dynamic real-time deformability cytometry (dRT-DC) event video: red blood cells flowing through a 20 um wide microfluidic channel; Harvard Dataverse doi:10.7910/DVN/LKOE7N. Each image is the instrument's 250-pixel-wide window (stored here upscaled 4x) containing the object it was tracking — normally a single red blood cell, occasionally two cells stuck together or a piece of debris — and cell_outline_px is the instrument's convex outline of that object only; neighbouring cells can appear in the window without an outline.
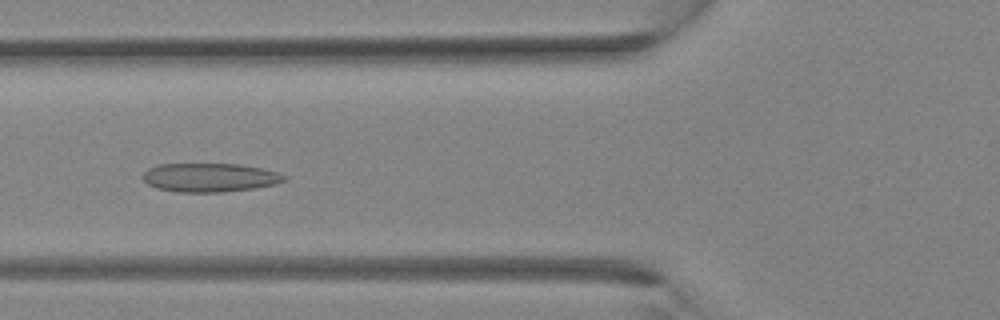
{"species": "Egyptian fruit bat (a non-hibernating species)", "species_latin": "Rousettus aegyptiacus", "temperature_condition": "room temperature", "stored_images_in_passage": 34, "camera_frame_rate_fps": 3000, "um_per_image_px": 0.085, "animal": {"sex": "female"}, "frame": {"image": 1, "passage_image": 13, "time_ms": 4.0, "image_size_px": [1000, 320], "cell_outline_px": [[288, 176], [284, 180], [276, 184], [252, 188], [224, 192], [176, 192], [156, 188], [148, 184], [144, 180], [144, 172], [148, 168], [156, 164], [240, 164], [260, 168], [276, 172]], "centroid_in_image_um": [17.8, 15.09], "position_along_channel_um": 108.0, "area_um2": 23.64}}
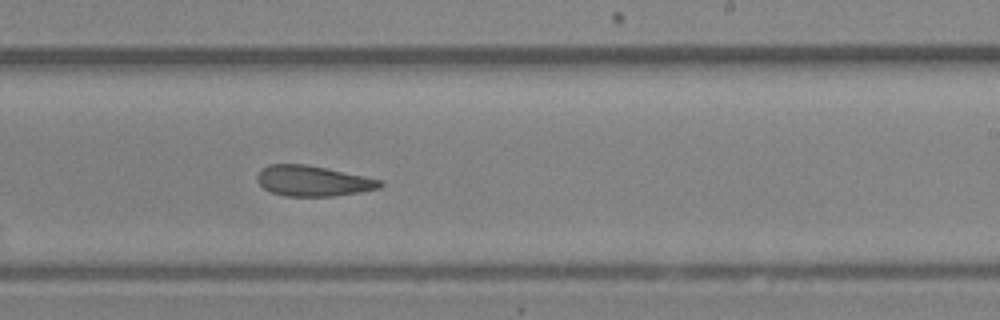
{"frame": {"image": 2, "passage_image": 21, "time_ms": 6.667, "image_size_px": [1000, 320], "cell_outline_px": [[384, 184], [380, 188], [360, 192], [332, 196], [284, 196], [272, 192], [264, 188], [256, 180], [256, 176], [268, 164], [308, 164], [384, 180]], "centroid_in_image_um": [26.64, 15.37], "position_along_channel_um": 262.4, "area_um2": 21.91}}
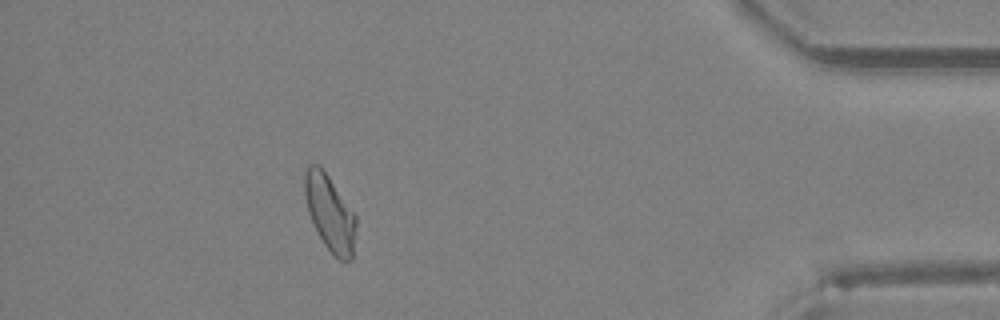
{"frame": {"image": 3, "passage_image": 31, "time_ms": 10.0, "image_size_px": [1000, 320], "cell_outline_px": [[356, 228], [352, 260], [340, 260], [324, 244], [316, 232], [308, 212], [304, 192], [304, 172], [308, 164], [320, 164], [356, 216]], "centroid_in_image_um": [28.02, 18.08], "position_along_channel_um": 407.2, "area_um2": 22.66}}